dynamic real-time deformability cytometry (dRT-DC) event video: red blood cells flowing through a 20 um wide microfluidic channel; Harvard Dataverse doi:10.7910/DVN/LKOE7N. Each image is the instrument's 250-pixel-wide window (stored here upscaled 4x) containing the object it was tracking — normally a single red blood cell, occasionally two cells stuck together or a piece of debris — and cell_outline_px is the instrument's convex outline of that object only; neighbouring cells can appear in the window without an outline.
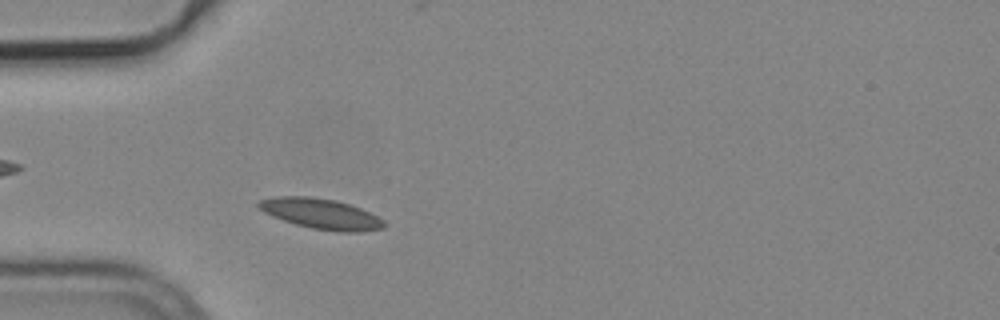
{"species": "common noctule bat (a hibernating species)", "species_latin": "Nyctalus noctula", "temperature_condition": "cold", "stored_images_in_passage": 39, "camera_frame_rate_fps": 3000, "um_per_image_px": 0.085, "animal": {"sex": "male", "body_mass_g": 19.2, "forearm_length_mm": 51.8}, "frame": {"image": 1, "passage_image": 3, "time_ms": 0.667, "image_size_px": [1000, 320], "cell_outline_px": [[388, 224], [384, 228], [356, 232], [340, 232], [312, 228], [296, 224], [272, 216], [264, 212], [256, 204], [260, 200], [272, 196], [312, 196], [336, 200], [360, 208], [384, 220]], "centroid_in_image_um": [27.28, 18.16], "position_along_channel_um": 57.7, "area_um2": 22.2}}
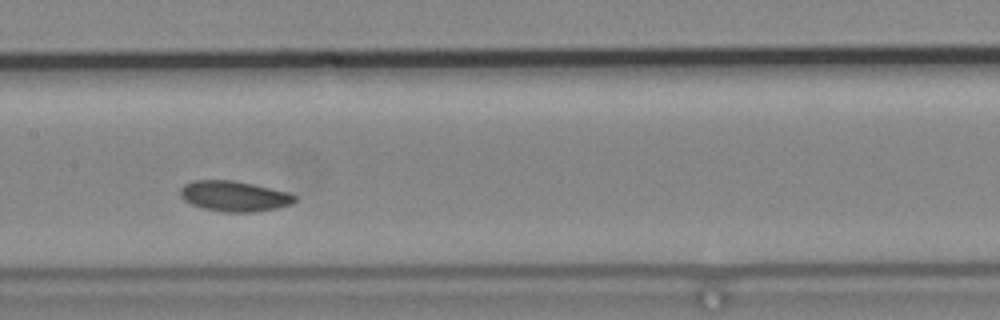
{"frame": {"image": 2, "passage_image": 14, "time_ms": 4.333, "image_size_px": [1000, 320], "cell_outline_px": [[296, 200], [292, 204], [276, 208], [252, 212], [224, 212], [204, 208], [192, 204], [184, 200], [180, 196], [180, 188], [184, 184], [192, 180], [232, 180], [252, 184], [288, 192], [296, 196]], "centroid_in_image_um": [19.89, 16.67], "position_along_channel_um": 187.5, "area_um2": 20.23}}
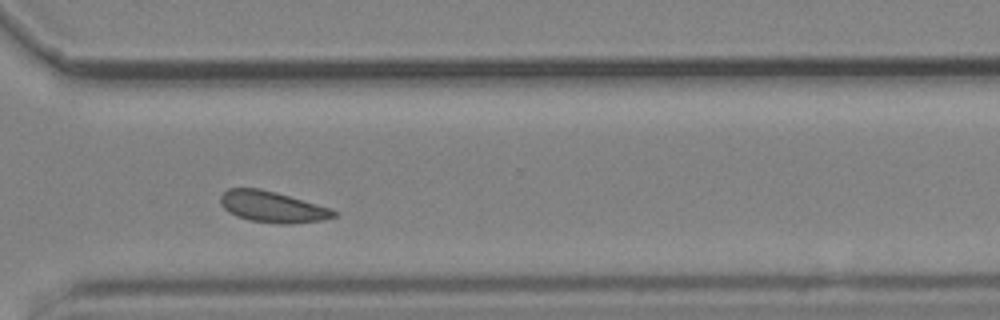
{"frame": {"image": 3, "passage_image": 27, "time_ms": 8.667, "image_size_px": [1000, 320], "cell_outline_px": [[340, 212], [336, 216], [324, 220], [292, 224], [280, 224], [248, 220], [236, 216], [228, 212], [220, 204], [220, 196], [228, 188], [260, 188], [276, 192], [332, 208]], "centroid_in_image_um": [23.18, 17.59], "position_along_channel_um": 347.4, "area_um2": 20.87}, "authors_computed_cell_mechanics": {"area_um2": 20.23, "velocity_mm_per_s": 3.6869, "shape_relaxation_time_tau1_ms": 2.4872, "shape_relaxation_time_tau2_ms": null, "deformation_change_tau1": 0.0477, "deformation_change_tau2": null}}